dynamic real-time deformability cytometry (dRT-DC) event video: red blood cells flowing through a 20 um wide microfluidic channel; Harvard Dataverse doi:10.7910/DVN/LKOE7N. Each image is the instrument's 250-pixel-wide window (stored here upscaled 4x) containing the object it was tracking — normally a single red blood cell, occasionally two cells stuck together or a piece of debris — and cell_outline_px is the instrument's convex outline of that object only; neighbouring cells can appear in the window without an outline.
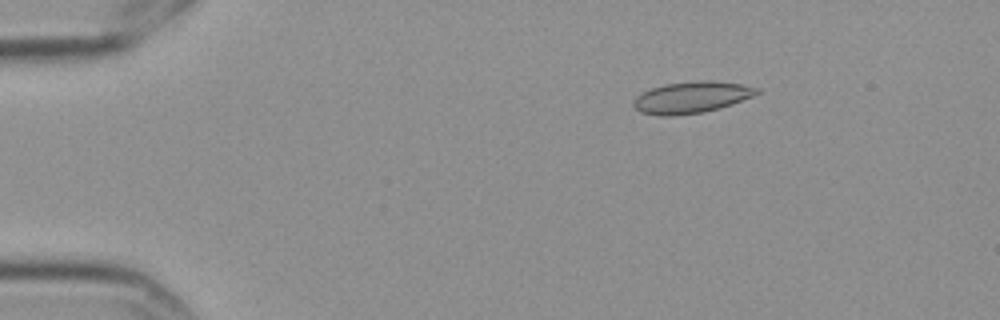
{"species": "Egyptian fruit bat (a non-hibernating species)", "species_latin": "Rousettus aegyptiacus", "temperature_condition": "cold", "stored_images_in_passage": 6, "camera_frame_rate_fps": 3000, "um_per_image_px": 0.085, "frame": {"image": 1, "passage_image": 3, "time_ms": 0.667, "image_size_px": [1000, 320], "cell_outline_px": [[760, 92], [752, 96], [732, 104], [720, 108], [700, 112], [672, 116], [660, 116], [640, 112], [632, 104], [632, 100], [636, 96], [652, 88], [664, 84], [696, 80], [712, 80], [740, 84], [760, 88]], "centroid_in_image_um": [58.76, 8.26], "position_along_channel_um": 26.2, "area_um2": 22.66}}